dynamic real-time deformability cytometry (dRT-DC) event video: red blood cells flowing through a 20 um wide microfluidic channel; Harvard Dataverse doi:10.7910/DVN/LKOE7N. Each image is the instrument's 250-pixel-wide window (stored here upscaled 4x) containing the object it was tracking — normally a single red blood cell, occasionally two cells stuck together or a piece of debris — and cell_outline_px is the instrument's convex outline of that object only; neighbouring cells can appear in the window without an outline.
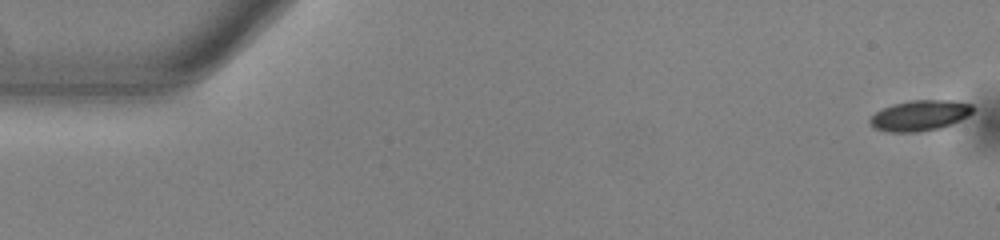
{"species": "common noctule bat (a hibernating species)", "species_latin": "Nyctalus noctula", "temperature_condition": "warm", "stored_images_in_passage": 53, "camera_frame_rate_fps": 3000, "um_per_image_px": 0.085, "animal": {"sex": "male", "body_mass_g": 13.0, "forearm_length_mm": 53.1}, "frame": {"image": 1, "passage_image": 1, "time_ms": 0.0, "image_size_px": [1000, 240], "cell_outline_px": [[976, 108], [968, 116], [952, 124], [940, 128], [916, 132], [888, 132], [872, 128], [868, 120], [876, 112], [892, 104], [912, 100], [952, 100], [972, 104]], "centroid_in_image_um": [78.2, 9.82], "position_along_channel_um": 6.8, "area_um2": 18.5}}
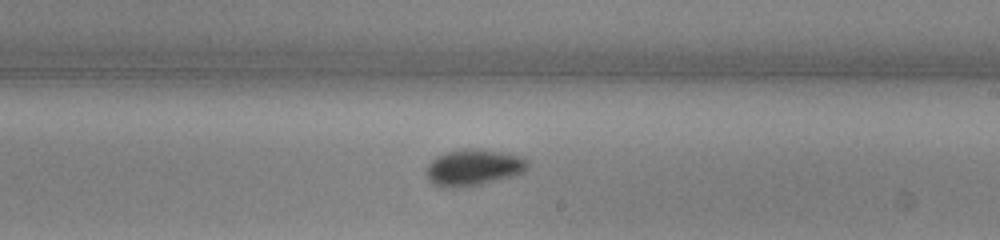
{"frame": {"image": 2, "passage_image": 31, "time_ms": 10.0, "image_size_px": [1000, 240], "cell_outline_px": [[528, 168], [524, 172], [480, 184], [456, 188], [440, 188], [428, 180], [424, 172], [428, 164], [436, 156], [444, 152], [464, 148], [480, 148], [524, 156], [528, 160]], "centroid_in_image_um": [40.2, 14.22], "position_along_channel_um": 248.8, "area_um2": 21.85}}
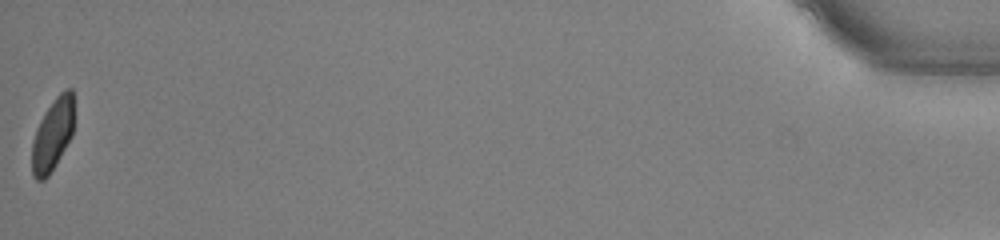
{"frame": {"image": 3, "passage_image": 53, "time_ms": 17.333, "image_size_px": [1000, 240], "cell_outline_px": [[72, 136], [56, 164], [48, 176], [44, 180], [36, 180], [32, 176], [32, 140], [36, 128], [44, 112], [56, 96], [64, 88], [72, 88]], "centroid_in_image_um": [4.44, 11.46], "position_along_channel_um": 430.8, "area_um2": 17.63}, "authors_computed_cell_mechanics": {"area_um2": 19.4786, "velocity_mm_per_s": 3.8938, "shape_relaxation_time_tau1_ms": 2.9053, "shape_relaxation_time_tau2_ms": 1.7039, "deformation_change_tau1": 0.1061, "deformation_change_tau2": 0.0346}}